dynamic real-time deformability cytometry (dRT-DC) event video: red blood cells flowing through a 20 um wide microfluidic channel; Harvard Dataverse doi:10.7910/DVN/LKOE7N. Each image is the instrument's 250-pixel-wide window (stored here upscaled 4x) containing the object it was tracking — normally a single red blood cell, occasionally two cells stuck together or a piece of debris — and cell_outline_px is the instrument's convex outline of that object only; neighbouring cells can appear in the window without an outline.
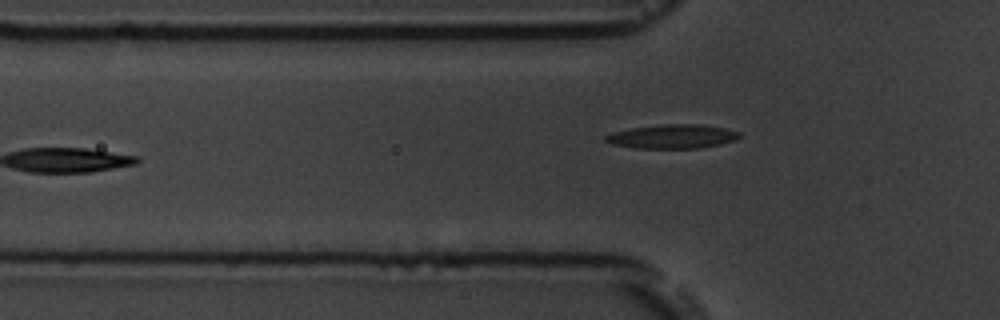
{"species": "common noctule bat (a hibernating species)", "species_latin": "Nyctalus noctula", "temperature_condition": "room temperature", "stored_images_in_passage": 2, "camera_frame_rate_fps": 3000, "um_per_image_px": 0.085, "animal": {"sex": "male", "body_mass_g": 19.5, "forearm_length_mm": 54.6}, "frame": {"image": 1, "passage_image": 2, "time_ms": 1.333, "image_size_px": [1000, 320], "cell_outline_px": [[740, 136], [736, 140], [720, 144], [700, 148], [636, 148], [612, 144], [604, 140], [604, 136], [612, 132], [628, 128], [660, 124], [700, 124], [724, 128], [740, 132]], "centroid_in_image_um": [57.13, 11.59], "position_along_channel_um": 68.7, "area_um2": 18.84}}